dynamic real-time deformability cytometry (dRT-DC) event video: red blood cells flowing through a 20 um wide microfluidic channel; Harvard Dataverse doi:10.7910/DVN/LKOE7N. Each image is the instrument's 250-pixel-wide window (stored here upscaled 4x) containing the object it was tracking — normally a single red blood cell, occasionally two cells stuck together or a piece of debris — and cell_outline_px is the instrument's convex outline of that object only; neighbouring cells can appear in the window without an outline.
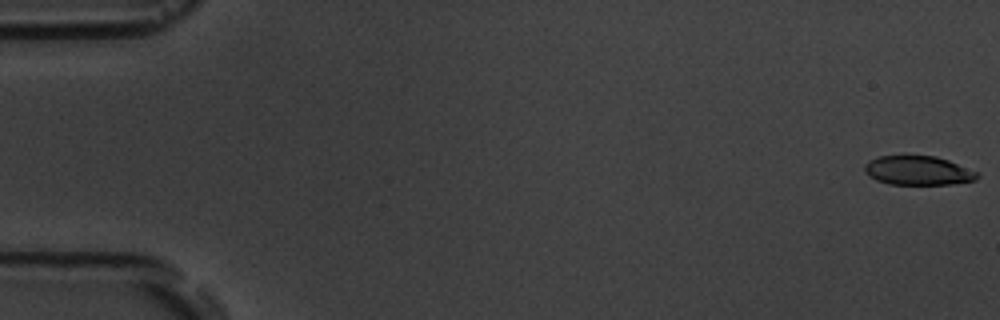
{"species": "common noctule bat (a hibernating species)", "species_latin": "Nyctalus noctula", "temperature_condition": "room temperature", "stored_images_in_passage": 11, "camera_frame_rate_fps": 3000, "um_per_image_px": 0.085, "animal": {"sex": "male", "body_mass_g": 19.5, "forearm_length_mm": 54.6}, "frame": {"image": 1, "passage_image": 1, "time_ms": 0.0, "image_size_px": [1000, 320], "cell_outline_px": [[980, 176], [976, 180], [952, 184], [888, 184], [876, 180], [868, 176], [864, 172], [864, 164], [868, 160], [880, 156], [904, 152], [936, 156], [948, 160], [980, 172]], "centroid_in_image_um": [78.0, 14.44], "position_along_channel_um": 7.0, "area_um2": 20.11}}
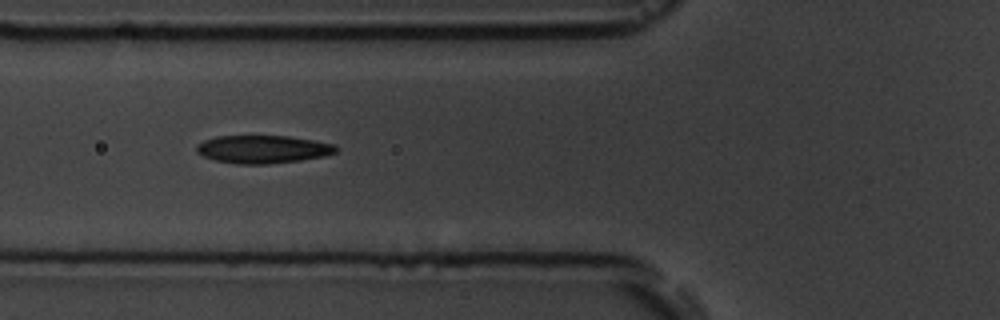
{"frame": {"image": 2, "passage_image": 7, "time_ms": 6.667, "image_size_px": [1000, 320], "cell_outline_px": [[340, 148], [336, 152], [324, 156], [300, 160], [268, 164], [236, 164], [216, 160], [204, 156], [196, 152], [196, 144], [204, 140], [216, 136], [288, 136], [336, 144]], "centroid_in_image_um": [22.35, 12.68], "position_along_channel_um": 103.4, "area_um2": 22.77}}
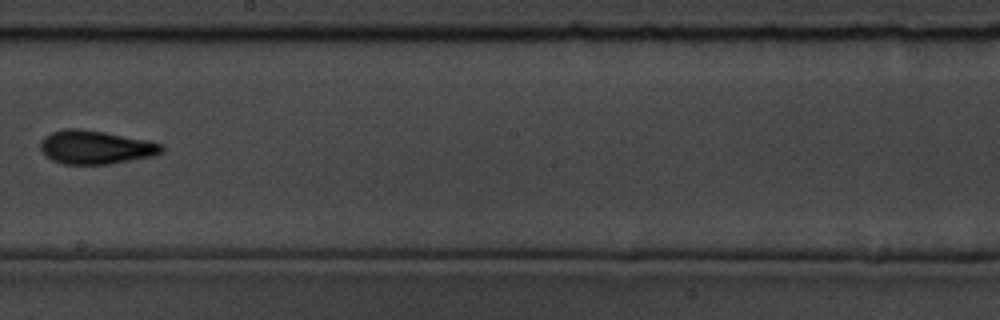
{"frame": {"image": 3, "passage_image": 10, "time_ms": 10.333, "image_size_px": [1000, 320], "cell_outline_px": [[164, 148], [160, 152], [152, 156], [108, 164], [64, 164], [52, 160], [40, 148], [40, 144], [44, 136], [52, 132], [64, 128], [76, 128], [104, 132], [148, 140], [164, 144]], "centroid_in_image_um": [8.13, 12.51], "position_along_channel_um": 240.1, "area_um2": 23.52}}